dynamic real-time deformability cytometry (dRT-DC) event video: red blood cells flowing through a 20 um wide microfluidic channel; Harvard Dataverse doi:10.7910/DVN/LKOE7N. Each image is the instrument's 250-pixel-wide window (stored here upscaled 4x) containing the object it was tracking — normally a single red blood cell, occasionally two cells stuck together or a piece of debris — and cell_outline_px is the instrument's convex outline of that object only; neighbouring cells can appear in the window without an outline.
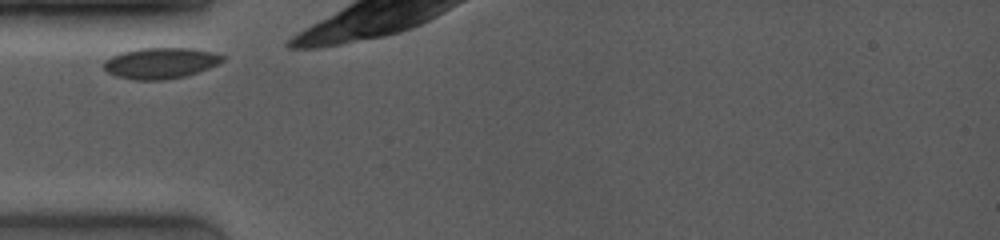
{"species": "common noctule bat (a hibernating species)", "species_latin": "Nyctalus noctula", "temperature_condition": "room temperature", "stored_images_in_passage": 6, "camera_frame_rate_fps": 4000, "um_per_image_px": 0.085, "animal": {"sex": "female", "body_mass_g": 19.0, "forearm_length_mm": 53.3}, "frame": {"image": 1, "passage_image": 1, "time_ms": 0.0, "image_size_px": [1000, 240], "cell_outline_px": [[224, 60], [208, 68], [184, 76], [164, 80], [132, 80], [116, 76], [108, 72], [104, 68], [104, 60], [120, 52], [140, 48], [192, 48], [212, 52], [224, 56]], "centroid_in_image_um": [13.61, 5.36], "position_along_channel_um": 71.4, "area_um2": 21.33}}